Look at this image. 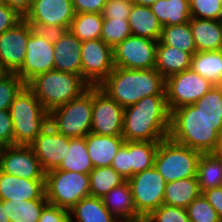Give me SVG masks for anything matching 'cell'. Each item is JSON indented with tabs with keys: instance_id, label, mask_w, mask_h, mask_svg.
I'll use <instances>...</instances> for the list:
<instances>
[{
	"instance_id": "1",
	"label": "cell",
	"mask_w": 222,
	"mask_h": 222,
	"mask_svg": "<svg viewBox=\"0 0 222 222\" xmlns=\"http://www.w3.org/2000/svg\"><path fill=\"white\" fill-rule=\"evenodd\" d=\"M222 126V89L213 86L194 104L170 112L168 137L201 153H214Z\"/></svg>"
},
{
	"instance_id": "2",
	"label": "cell",
	"mask_w": 222,
	"mask_h": 222,
	"mask_svg": "<svg viewBox=\"0 0 222 222\" xmlns=\"http://www.w3.org/2000/svg\"><path fill=\"white\" fill-rule=\"evenodd\" d=\"M169 127L166 95L144 97L124 108L122 137L125 141H162L168 137Z\"/></svg>"
},
{
	"instance_id": "3",
	"label": "cell",
	"mask_w": 222,
	"mask_h": 222,
	"mask_svg": "<svg viewBox=\"0 0 222 222\" xmlns=\"http://www.w3.org/2000/svg\"><path fill=\"white\" fill-rule=\"evenodd\" d=\"M98 87L123 108L144 97L166 95L165 78L155 68L130 70L115 67Z\"/></svg>"
},
{
	"instance_id": "4",
	"label": "cell",
	"mask_w": 222,
	"mask_h": 222,
	"mask_svg": "<svg viewBox=\"0 0 222 222\" xmlns=\"http://www.w3.org/2000/svg\"><path fill=\"white\" fill-rule=\"evenodd\" d=\"M26 86L48 113L79 97L91 87L82 76L55 69L36 75Z\"/></svg>"
},
{
	"instance_id": "5",
	"label": "cell",
	"mask_w": 222,
	"mask_h": 222,
	"mask_svg": "<svg viewBox=\"0 0 222 222\" xmlns=\"http://www.w3.org/2000/svg\"><path fill=\"white\" fill-rule=\"evenodd\" d=\"M9 112L14 132L13 145L29 146L49 122V113L26 85L15 96Z\"/></svg>"
},
{
	"instance_id": "6",
	"label": "cell",
	"mask_w": 222,
	"mask_h": 222,
	"mask_svg": "<svg viewBox=\"0 0 222 222\" xmlns=\"http://www.w3.org/2000/svg\"><path fill=\"white\" fill-rule=\"evenodd\" d=\"M93 86L79 97L49 112V124L69 138L85 137L91 132Z\"/></svg>"
},
{
	"instance_id": "7",
	"label": "cell",
	"mask_w": 222,
	"mask_h": 222,
	"mask_svg": "<svg viewBox=\"0 0 222 222\" xmlns=\"http://www.w3.org/2000/svg\"><path fill=\"white\" fill-rule=\"evenodd\" d=\"M201 152L179 144L169 137L159 142L154 167L166 183L195 177Z\"/></svg>"
},
{
	"instance_id": "8",
	"label": "cell",
	"mask_w": 222,
	"mask_h": 222,
	"mask_svg": "<svg viewBox=\"0 0 222 222\" xmlns=\"http://www.w3.org/2000/svg\"><path fill=\"white\" fill-rule=\"evenodd\" d=\"M45 196L55 206L70 210L90 196L89 174L54 169L45 173Z\"/></svg>"
},
{
	"instance_id": "9",
	"label": "cell",
	"mask_w": 222,
	"mask_h": 222,
	"mask_svg": "<svg viewBox=\"0 0 222 222\" xmlns=\"http://www.w3.org/2000/svg\"><path fill=\"white\" fill-rule=\"evenodd\" d=\"M136 212L144 219L163 205L166 182L153 166L127 179Z\"/></svg>"
},
{
	"instance_id": "10",
	"label": "cell",
	"mask_w": 222,
	"mask_h": 222,
	"mask_svg": "<svg viewBox=\"0 0 222 222\" xmlns=\"http://www.w3.org/2000/svg\"><path fill=\"white\" fill-rule=\"evenodd\" d=\"M214 85L191 68L165 79L166 102L169 111L194 104Z\"/></svg>"
},
{
	"instance_id": "11",
	"label": "cell",
	"mask_w": 222,
	"mask_h": 222,
	"mask_svg": "<svg viewBox=\"0 0 222 222\" xmlns=\"http://www.w3.org/2000/svg\"><path fill=\"white\" fill-rule=\"evenodd\" d=\"M157 44L158 41L131 34L113 48L115 67L130 70L155 68Z\"/></svg>"
},
{
	"instance_id": "12",
	"label": "cell",
	"mask_w": 222,
	"mask_h": 222,
	"mask_svg": "<svg viewBox=\"0 0 222 222\" xmlns=\"http://www.w3.org/2000/svg\"><path fill=\"white\" fill-rule=\"evenodd\" d=\"M82 77L91 85L99 86L115 68L113 48L101 39L82 42Z\"/></svg>"
},
{
	"instance_id": "13",
	"label": "cell",
	"mask_w": 222,
	"mask_h": 222,
	"mask_svg": "<svg viewBox=\"0 0 222 222\" xmlns=\"http://www.w3.org/2000/svg\"><path fill=\"white\" fill-rule=\"evenodd\" d=\"M124 108L98 86H93L91 133L122 136Z\"/></svg>"
},
{
	"instance_id": "14",
	"label": "cell",
	"mask_w": 222,
	"mask_h": 222,
	"mask_svg": "<svg viewBox=\"0 0 222 222\" xmlns=\"http://www.w3.org/2000/svg\"><path fill=\"white\" fill-rule=\"evenodd\" d=\"M0 171L25 179H45V172L30 146H3Z\"/></svg>"
},
{
	"instance_id": "15",
	"label": "cell",
	"mask_w": 222,
	"mask_h": 222,
	"mask_svg": "<svg viewBox=\"0 0 222 222\" xmlns=\"http://www.w3.org/2000/svg\"><path fill=\"white\" fill-rule=\"evenodd\" d=\"M29 146L47 173L60 166L69 148V137L60 134L48 123Z\"/></svg>"
},
{
	"instance_id": "16",
	"label": "cell",
	"mask_w": 222,
	"mask_h": 222,
	"mask_svg": "<svg viewBox=\"0 0 222 222\" xmlns=\"http://www.w3.org/2000/svg\"><path fill=\"white\" fill-rule=\"evenodd\" d=\"M24 62L16 74L27 84L36 75L54 69V47L45 37L32 32L27 42Z\"/></svg>"
},
{
	"instance_id": "17",
	"label": "cell",
	"mask_w": 222,
	"mask_h": 222,
	"mask_svg": "<svg viewBox=\"0 0 222 222\" xmlns=\"http://www.w3.org/2000/svg\"><path fill=\"white\" fill-rule=\"evenodd\" d=\"M30 35L31 26L24 18L0 35V62L12 73H16L24 62Z\"/></svg>"
},
{
	"instance_id": "18",
	"label": "cell",
	"mask_w": 222,
	"mask_h": 222,
	"mask_svg": "<svg viewBox=\"0 0 222 222\" xmlns=\"http://www.w3.org/2000/svg\"><path fill=\"white\" fill-rule=\"evenodd\" d=\"M75 14L72 0H32L30 10L23 18L29 24H48L69 29Z\"/></svg>"
},
{
	"instance_id": "19",
	"label": "cell",
	"mask_w": 222,
	"mask_h": 222,
	"mask_svg": "<svg viewBox=\"0 0 222 222\" xmlns=\"http://www.w3.org/2000/svg\"><path fill=\"white\" fill-rule=\"evenodd\" d=\"M46 199L45 179H25L0 171V200Z\"/></svg>"
},
{
	"instance_id": "20",
	"label": "cell",
	"mask_w": 222,
	"mask_h": 222,
	"mask_svg": "<svg viewBox=\"0 0 222 222\" xmlns=\"http://www.w3.org/2000/svg\"><path fill=\"white\" fill-rule=\"evenodd\" d=\"M53 47L54 69L82 76V41L68 30Z\"/></svg>"
},
{
	"instance_id": "21",
	"label": "cell",
	"mask_w": 222,
	"mask_h": 222,
	"mask_svg": "<svg viewBox=\"0 0 222 222\" xmlns=\"http://www.w3.org/2000/svg\"><path fill=\"white\" fill-rule=\"evenodd\" d=\"M107 210L121 222H138L144 219L136 212L128 181L114 187L102 198Z\"/></svg>"
},
{
	"instance_id": "22",
	"label": "cell",
	"mask_w": 222,
	"mask_h": 222,
	"mask_svg": "<svg viewBox=\"0 0 222 222\" xmlns=\"http://www.w3.org/2000/svg\"><path fill=\"white\" fill-rule=\"evenodd\" d=\"M125 143L122 136L94 133L86 135V147L94 168L111 166L115 155Z\"/></svg>"
},
{
	"instance_id": "23",
	"label": "cell",
	"mask_w": 222,
	"mask_h": 222,
	"mask_svg": "<svg viewBox=\"0 0 222 222\" xmlns=\"http://www.w3.org/2000/svg\"><path fill=\"white\" fill-rule=\"evenodd\" d=\"M189 22L197 51L222 50V20L191 17Z\"/></svg>"
},
{
	"instance_id": "24",
	"label": "cell",
	"mask_w": 222,
	"mask_h": 222,
	"mask_svg": "<svg viewBox=\"0 0 222 222\" xmlns=\"http://www.w3.org/2000/svg\"><path fill=\"white\" fill-rule=\"evenodd\" d=\"M191 58L190 53L169 45H163L158 41L155 69L166 79L175 73L190 69Z\"/></svg>"
},
{
	"instance_id": "25",
	"label": "cell",
	"mask_w": 222,
	"mask_h": 222,
	"mask_svg": "<svg viewBox=\"0 0 222 222\" xmlns=\"http://www.w3.org/2000/svg\"><path fill=\"white\" fill-rule=\"evenodd\" d=\"M132 35L159 41L162 25L153 14L151 7L133 4L128 17Z\"/></svg>"
},
{
	"instance_id": "26",
	"label": "cell",
	"mask_w": 222,
	"mask_h": 222,
	"mask_svg": "<svg viewBox=\"0 0 222 222\" xmlns=\"http://www.w3.org/2000/svg\"><path fill=\"white\" fill-rule=\"evenodd\" d=\"M70 222H121L104 206L102 199L87 196L70 210Z\"/></svg>"
},
{
	"instance_id": "27",
	"label": "cell",
	"mask_w": 222,
	"mask_h": 222,
	"mask_svg": "<svg viewBox=\"0 0 222 222\" xmlns=\"http://www.w3.org/2000/svg\"><path fill=\"white\" fill-rule=\"evenodd\" d=\"M201 194L197 176L179 179L166 183L163 204L186 209Z\"/></svg>"
},
{
	"instance_id": "28",
	"label": "cell",
	"mask_w": 222,
	"mask_h": 222,
	"mask_svg": "<svg viewBox=\"0 0 222 222\" xmlns=\"http://www.w3.org/2000/svg\"><path fill=\"white\" fill-rule=\"evenodd\" d=\"M150 7L162 26L181 25L191 19L189 0H158Z\"/></svg>"
},
{
	"instance_id": "29",
	"label": "cell",
	"mask_w": 222,
	"mask_h": 222,
	"mask_svg": "<svg viewBox=\"0 0 222 222\" xmlns=\"http://www.w3.org/2000/svg\"><path fill=\"white\" fill-rule=\"evenodd\" d=\"M190 68L217 86L222 78V50L197 51L192 55Z\"/></svg>"
},
{
	"instance_id": "30",
	"label": "cell",
	"mask_w": 222,
	"mask_h": 222,
	"mask_svg": "<svg viewBox=\"0 0 222 222\" xmlns=\"http://www.w3.org/2000/svg\"><path fill=\"white\" fill-rule=\"evenodd\" d=\"M93 164L86 147V136L80 138H69V148L63 158L59 170L73 171L90 174Z\"/></svg>"
},
{
	"instance_id": "31",
	"label": "cell",
	"mask_w": 222,
	"mask_h": 222,
	"mask_svg": "<svg viewBox=\"0 0 222 222\" xmlns=\"http://www.w3.org/2000/svg\"><path fill=\"white\" fill-rule=\"evenodd\" d=\"M196 176L201 192L222 186V161L215 153H202Z\"/></svg>"
},
{
	"instance_id": "32",
	"label": "cell",
	"mask_w": 222,
	"mask_h": 222,
	"mask_svg": "<svg viewBox=\"0 0 222 222\" xmlns=\"http://www.w3.org/2000/svg\"><path fill=\"white\" fill-rule=\"evenodd\" d=\"M48 203L47 199L3 201L10 222H39L42 210Z\"/></svg>"
},
{
	"instance_id": "33",
	"label": "cell",
	"mask_w": 222,
	"mask_h": 222,
	"mask_svg": "<svg viewBox=\"0 0 222 222\" xmlns=\"http://www.w3.org/2000/svg\"><path fill=\"white\" fill-rule=\"evenodd\" d=\"M160 141H129V167L131 177L154 166Z\"/></svg>"
},
{
	"instance_id": "34",
	"label": "cell",
	"mask_w": 222,
	"mask_h": 222,
	"mask_svg": "<svg viewBox=\"0 0 222 222\" xmlns=\"http://www.w3.org/2000/svg\"><path fill=\"white\" fill-rule=\"evenodd\" d=\"M102 25L101 13H76L68 30L83 42L100 39Z\"/></svg>"
},
{
	"instance_id": "35",
	"label": "cell",
	"mask_w": 222,
	"mask_h": 222,
	"mask_svg": "<svg viewBox=\"0 0 222 222\" xmlns=\"http://www.w3.org/2000/svg\"><path fill=\"white\" fill-rule=\"evenodd\" d=\"M126 179L111 166L93 168L89 174L90 196L102 198L114 187L120 186Z\"/></svg>"
},
{
	"instance_id": "36",
	"label": "cell",
	"mask_w": 222,
	"mask_h": 222,
	"mask_svg": "<svg viewBox=\"0 0 222 222\" xmlns=\"http://www.w3.org/2000/svg\"><path fill=\"white\" fill-rule=\"evenodd\" d=\"M163 45H169L193 55L197 52L190 22L181 25L163 26L159 40Z\"/></svg>"
},
{
	"instance_id": "37",
	"label": "cell",
	"mask_w": 222,
	"mask_h": 222,
	"mask_svg": "<svg viewBox=\"0 0 222 222\" xmlns=\"http://www.w3.org/2000/svg\"><path fill=\"white\" fill-rule=\"evenodd\" d=\"M132 34L128 19H105L100 39L108 46L114 48L118 43L125 40Z\"/></svg>"
},
{
	"instance_id": "38",
	"label": "cell",
	"mask_w": 222,
	"mask_h": 222,
	"mask_svg": "<svg viewBox=\"0 0 222 222\" xmlns=\"http://www.w3.org/2000/svg\"><path fill=\"white\" fill-rule=\"evenodd\" d=\"M186 210L190 222H222L217 211L202 194L194 199L186 207Z\"/></svg>"
},
{
	"instance_id": "39",
	"label": "cell",
	"mask_w": 222,
	"mask_h": 222,
	"mask_svg": "<svg viewBox=\"0 0 222 222\" xmlns=\"http://www.w3.org/2000/svg\"><path fill=\"white\" fill-rule=\"evenodd\" d=\"M191 17L222 20V0H189Z\"/></svg>"
},
{
	"instance_id": "40",
	"label": "cell",
	"mask_w": 222,
	"mask_h": 222,
	"mask_svg": "<svg viewBox=\"0 0 222 222\" xmlns=\"http://www.w3.org/2000/svg\"><path fill=\"white\" fill-rule=\"evenodd\" d=\"M143 222H190V219L185 208L163 204L145 217Z\"/></svg>"
},
{
	"instance_id": "41",
	"label": "cell",
	"mask_w": 222,
	"mask_h": 222,
	"mask_svg": "<svg viewBox=\"0 0 222 222\" xmlns=\"http://www.w3.org/2000/svg\"><path fill=\"white\" fill-rule=\"evenodd\" d=\"M26 84L16 74L12 73L9 77L0 82V110H9L15 96Z\"/></svg>"
},
{
	"instance_id": "42",
	"label": "cell",
	"mask_w": 222,
	"mask_h": 222,
	"mask_svg": "<svg viewBox=\"0 0 222 222\" xmlns=\"http://www.w3.org/2000/svg\"><path fill=\"white\" fill-rule=\"evenodd\" d=\"M134 2L132 0H107L102 17L105 19H128Z\"/></svg>"
},
{
	"instance_id": "43",
	"label": "cell",
	"mask_w": 222,
	"mask_h": 222,
	"mask_svg": "<svg viewBox=\"0 0 222 222\" xmlns=\"http://www.w3.org/2000/svg\"><path fill=\"white\" fill-rule=\"evenodd\" d=\"M111 167L126 180L131 178V167H129V141L120 147L115 155Z\"/></svg>"
},
{
	"instance_id": "44",
	"label": "cell",
	"mask_w": 222,
	"mask_h": 222,
	"mask_svg": "<svg viewBox=\"0 0 222 222\" xmlns=\"http://www.w3.org/2000/svg\"><path fill=\"white\" fill-rule=\"evenodd\" d=\"M32 32L38 37H45L50 43H56L67 31L63 26L48 24H30Z\"/></svg>"
},
{
	"instance_id": "45",
	"label": "cell",
	"mask_w": 222,
	"mask_h": 222,
	"mask_svg": "<svg viewBox=\"0 0 222 222\" xmlns=\"http://www.w3.org/2000/svg\"><path fill=\"white\" fill-rule=\"evenodd\" d=\"M39 222H70L69 210L48 203L42 210Z\"/></svg>"
},
{
	"instance_id": "46",
	"label": "cell",
	"mask_w": 222,
	"mask_h": 222,
	"mask_svg": "<svg viewBox=\"0 0 222 222\" xmlns=\"http://www.w3.org/2000/svg\"><path fill=\"white\" fill-rule=\"evenodd\" d=\"M23 19L15 9L0 2V35Z\"/></svg>"
},
{
	"instance_id": "47",
	"label": "cell",
	"mask_w": 222,
	"mask_h": 222,
	"mask_svg": "<svg viewBox=\"0 0 222 222\" xmlns=\"http://www.w3.org/2000/svg\"><path fill=\"white\" fill-rule=\"evenodd\" d=\"M13 126L9 110H0V143L3 146L13 145Z\"/></svg>"
},
{
	"instance_id": "48",
	"label": "cell",
	"mask_w": 222,
	"mask_h": 222,
	"mask_svg": "<svg viewBox=\"0 0 222 222\" xmlns=\"http://www.w3.org/2000/svg\"><path fill=\"white\" fill-rule=\"evenodd\" d=\"M107 0H72L75 13H102Z\"/></svg>"
},
{
	"instance_id": "49",
	"label": "cell",
	"mask_w": 222,
	"mask_h": 222,
	"mask_svg": "<svg viewBox=\"0 0 222 222\" xmlns=\"http://www.w3.org/2000/svg\"><path fill=\"white\" fill-rule=\"evenodd\" d=\"M202 195L217 211L222 219V186L202 191Z\"/></svg>"
},
{
	"instance_id": "50",
	"label": "cell",
	"mask_w": 222,
	"mask_h": 222,
	"mask_svg": "<svg viewBox=\"0 0 222 222\" xmlns=\"http://www.w3.org/2000/svg\"><path fill=\"white\" fill-rule=\"evenodd\" d=\"M0 2L15 9L23 17L30 10L32 5V0H0Z\"/></svg>"
},
{
	"instance_id": "51",
	"label": "cell",
	"mask_w": 222,
	"mask_h": 222,
	"mask_svg": "<svg viewBox=\"0 0 222 222\" xmlns=\"http://www.w3.org/2000/svg\"><path fill=\"white\" fill-rule=\"evenodd\" d=\"M12 72L0 62V82L9 77Z\"/></svg>"
},
{
	"instance_id": "52",
	"label": "cell",
	"mask_w": 222,
	"mask_h": 222,
	"mask_svg": "<svg viewBox=\"0 0 222 222\" xmlns=\"http://www.w3.org/2000/svg\"><path fill=\"white\" fill-rule=\"evenodd\" d=\"M0 222H10L2 200H0Z\"/></svg>"
},
{
	"instance_id": "53",
	"label": "cell",
	"mask_w": 222,
	"mask_h": 222,
	"mask_svg": "<svg viewBox=\"0 0 222 222\" xmlns=\"http://www.w3.org/2000/svg\"><path fill=\"white\" fill-rule=\"evenodd\" d=\"M134 4L141 6H151L158 0H132Z\"/></svg>"
},
{
	"instance_id": "54",
	"label": "cell",
	"mask_w": 222,
	"mask_h": 222,
	"mask_svg": "<svg viewBox=\"0 0 222 222\" xmlns=\"http://www.w3.org/2000/svg\"><path fill=\"white\" fill-rule=\"evenodd\" d=\"M215 155L222 161V145H216Z\"/></svg>"
},
{
	"instance_id": "55",
	"label": "cell",
	"mask_w": 222,
	"mask_h": 222,
	"mask_svg": "<svg viewBox=\"0 0 222 222\" xmlns=\"http://www.w3.org/2000/svg\"><path fill=\"white\" fill-rule=\"evenodd\" d=\"M217 145H222V126L217 133Z\"/></svg>"
},
{
	"instance_id": "56",
	"label": "cell",
	"mask_w": 222,
	"mask_h": 222,
	"mask_svg": "<svg viewBox=\"0 0 222 222\" xmlns=\"http://www.w3.org/2000/svg\"><path fill=\"white\" fill-rule=\"evenodd\" d=\"M220 89H222V78H221V80H220V82H219V84L217 85Z\"/></svg>"
},
{
	"instance_id": "57",
	"label": "cell",
	"mask_w": 222,
	"mask_h": 222,
	"mask_svg": "<svg viewBox=\"0 0 222 222\" xmlns=\"http://www.w3.org/2000/svg\"><path fill=\"white\" fill-rule=\"evenodd\" d=\"M3 145L0 143V153L2 151Z\"/></svg>"
}]
</instances>
